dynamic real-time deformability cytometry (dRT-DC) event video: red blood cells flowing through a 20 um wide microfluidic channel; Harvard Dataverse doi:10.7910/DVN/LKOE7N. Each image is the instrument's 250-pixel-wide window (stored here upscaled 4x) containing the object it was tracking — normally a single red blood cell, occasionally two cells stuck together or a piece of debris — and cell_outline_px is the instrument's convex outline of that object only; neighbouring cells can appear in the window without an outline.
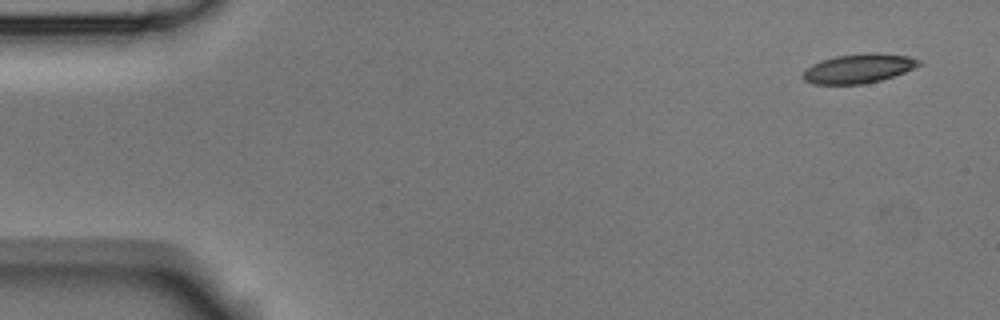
{"species": "Egyptian fruit bat (a non-hibernating species)", "species_latin": "Rousettus aegyptiacus", "temperature_condition": "room temperature", "stored_images_in_passage": 4, "camera_frame_rate_fps": 3000, "um_per_image_px": 0.085, "animal": {"sex": "male"}, "frame": {"image": 1, "passage_image": 1, "time_ms": 0.0, "image_size_px": [1000, 320], "cell_outline_px": [[920, 64], [904, 72], [880, 80], [864, 84], [812, 84], [804, 80], [800, 76], [804, 68], [820, 60], [836, 56], [868, 52], [908, 56], [920, 60]], "centroid_in_image_um": [72.89, 5.82], "position_along_channel_um": 12.1, "area_um2": 19.77}}
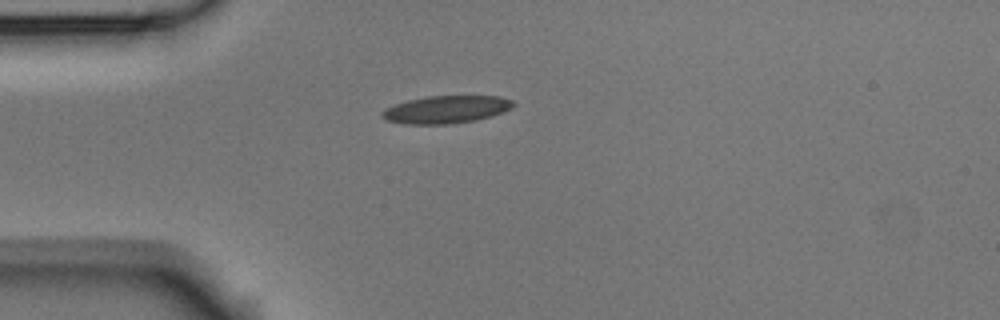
{"frame": {"image": 2, "passage_image": 4, "time_ms": 1.0, "image_size_px": [1000, 320], "cell_outline_px": [[516, 104], [512, 108], [476, 120], [452, 124], [404, 124], [388, 120], [380, 116], [380, 112], [384, 108], [408, 100], [428, 96], [500, 96], [512, 100]], "centroid_in_image_um": [37.89, 9.3], "position_along_channel_um": 47.1, "area_um2": 21.04}}